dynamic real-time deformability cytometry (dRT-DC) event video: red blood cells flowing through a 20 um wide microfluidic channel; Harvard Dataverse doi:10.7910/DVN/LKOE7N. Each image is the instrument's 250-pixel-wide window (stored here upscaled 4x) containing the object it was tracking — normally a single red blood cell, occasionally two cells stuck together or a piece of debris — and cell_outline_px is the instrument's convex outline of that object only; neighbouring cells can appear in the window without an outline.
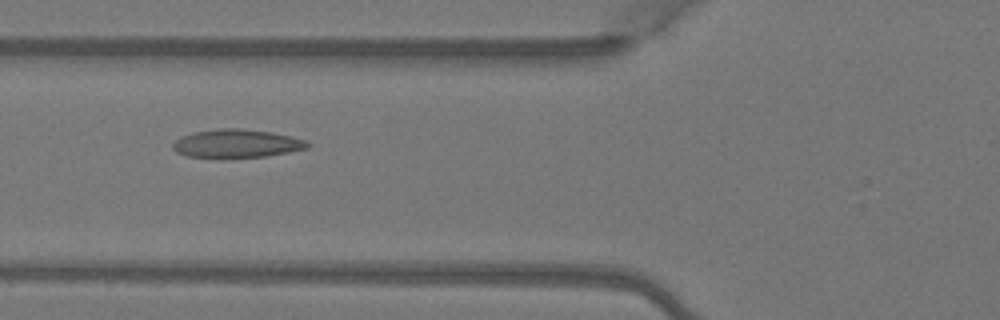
{"species": "Egyptian fruit bat (a non-hibernating species)", "species_latin": "Rousettus aegyptiacus", "temperature_condition": "warm", "stored_images_in_passage": 7, "camera_frame_rate_fps": 3000, "um_per_image_px": 0.085, "animal": {"sex": "female"}, "frame": {"image": 1, "passage_image": 6, "time_ms": 1.667, "image_size_px": [1000, 320], "cell_outline_px": [[312, 144], [308, 148], [288, 152], [264, 156], [220, 160], [188, 156], [176, 152], [172, 148], [172, 144], [180, 136], [192, 132], [220, 128], [240, 128], [272, 132], [292, 136], [304, 140]], "centroid_in_image_um": [20.07, 12.22], "position_along_channel_um": 105.7, "area_um2": 22.95}}
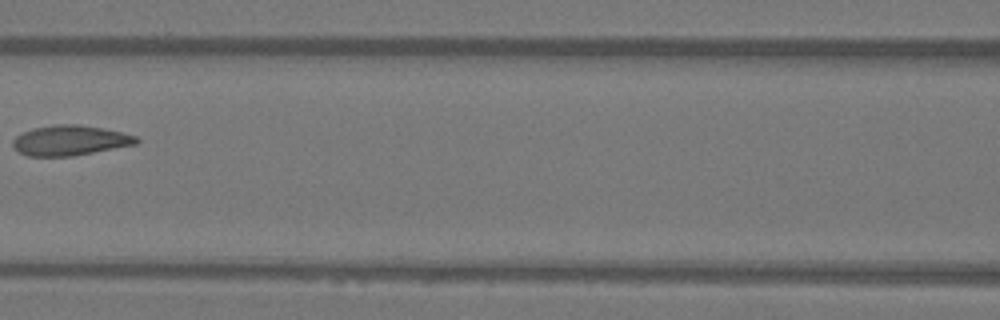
{"frame": {"image": 2, "passage_image": 7, "time_ms": 2.0, "image_size_px": [1000, 320], "cell_outline_px": [[140, 140], [136, 144], [72, 156], [28, 156], [20, 152], [12, 144], [12, 140], [16, 136], [32, 128], [56, 124], [76, 124], [104, 128], [136, 136]], "centroid_in_image_um": [5.95, 11.93], "position_along_channel_um": 160.7, "area_um2": 21.5}}